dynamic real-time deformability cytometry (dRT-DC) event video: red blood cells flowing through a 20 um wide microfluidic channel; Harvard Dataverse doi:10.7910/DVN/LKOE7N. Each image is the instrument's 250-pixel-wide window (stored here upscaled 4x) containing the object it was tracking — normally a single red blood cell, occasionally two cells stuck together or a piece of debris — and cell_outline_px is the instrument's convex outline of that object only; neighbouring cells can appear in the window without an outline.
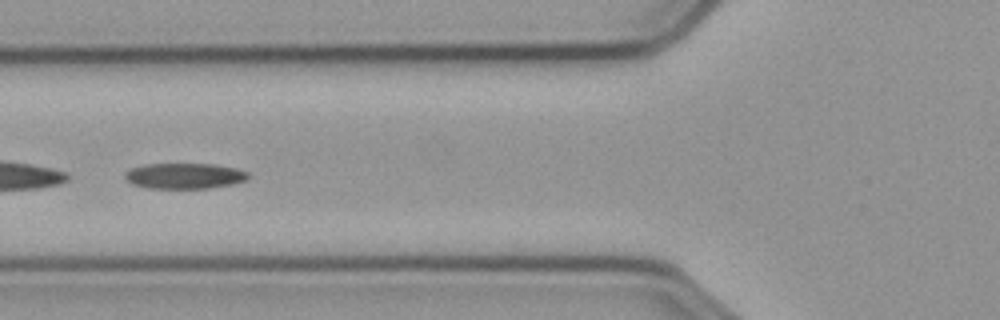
{"species": "common noctule bat (a hibernating species)", "species_latin": "Nyctalus noctula", "temperature_condition": "cold", "stored_images_in_passage": 49, "camera_frame_rate_fps": 3000, "um_per_image_px": 0.085, "animal": {"sex": "male", "body_mass_g": 23.1, "forearm_length_mm": 52.7}, "frame": {"image": 1, "passage_image": 15, "time_ms": 4.667, "image_size_px": [1000, 320], "cell_outline_px": [[248, 180], [232, 184], [208, 188], [148, 188], [132, 184], [124, 176], [124, 172], [128, 168], [144, 164], [212, 164], [236, 168], [248, 172]], "centroid_in_image_um": [15.65, 14.94], "position_along_channel_um": 110.1, "area_um2": 18.5}}
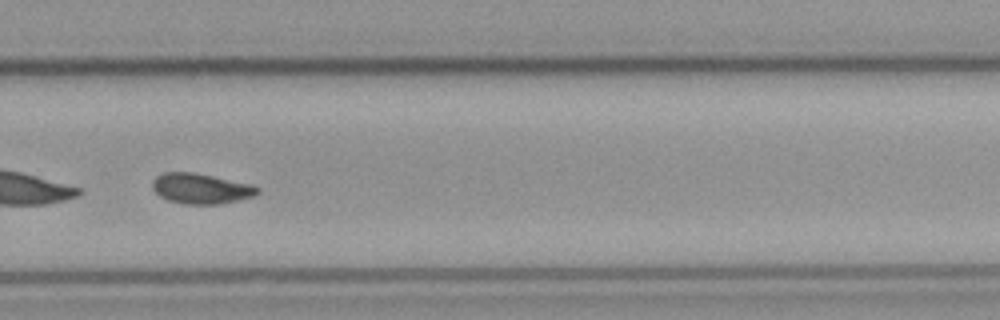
{"frame": {"image": 2, "passage_image": 32, "time_ms": 10.333, "image_size_px": [1000, 320], "cell_outline_px": [[260, 192], [252, 196], [220, 204], [180, 204], [168, 200], [160, 196], [152, 188], [152, 180], [156, 176], [164, 172], [192, 172], [252, 184], [260, 188]], "centroid_in_image_um": [17.05, 16.03], "position_along_channel_um": 312.7, "area_um2": 18.55}, "authors_computed_cell_mechanics": {"area_um2": 19.1896, "velocity_mm_per_s": 3.581, "shape_relaxation_time_tau1_ms": 8.2765, "shape_relaxation_time_tau2_ms": 9.7276, "deformation_change_tau1": 0.1745, "deformation_change_tau2": 0.1444}}